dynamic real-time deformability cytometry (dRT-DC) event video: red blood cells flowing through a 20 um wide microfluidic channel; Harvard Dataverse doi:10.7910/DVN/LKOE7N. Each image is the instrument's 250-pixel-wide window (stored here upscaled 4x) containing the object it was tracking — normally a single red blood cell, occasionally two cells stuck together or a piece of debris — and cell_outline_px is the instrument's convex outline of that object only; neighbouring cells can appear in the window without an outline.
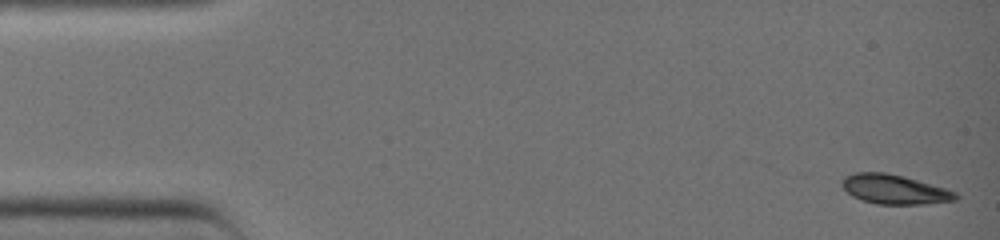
{"species": "common noctule bat (a hibernating species)", "species_latin": "Nyctalus noctula", "temperature_condition": "warm", "stored_images_in_passage": 39, "camera_frame_rate_fps": 3000, "um_per_image_px": 0.085, "animal": {"sex": "female", "body_mass_g": 19.0, "forearm_length_mm": 51.5}, "frame": {"image": 1, "passage_image": 1, "time_ms": 0.0, "image_size_px": [1000, 240], "cell_outline_px": [[960, 196], [956, 200], [924, 204], [876, 204], [860, 200], [852, 196], [840, 184], [840, 180], [844, 176], [856, 172], [884, 172], [904, 176], [944, 188], [956, 192]], "centroid_in_image_um": [75.99, 16.09], "position_along_channel_um": 9.0, "area_um2": 19.59}}
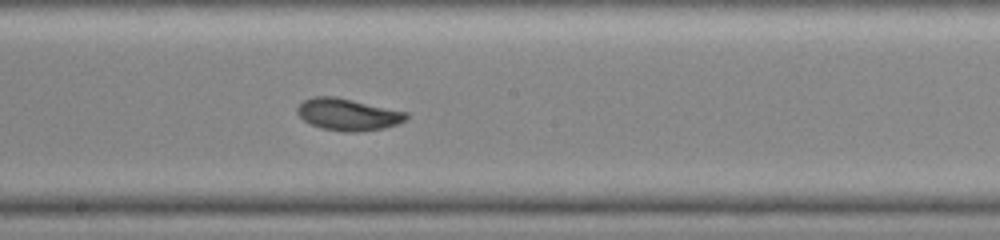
{"frame": {"image": 2, "passage_image": 22, "time_ms": 7.0, "image_size_px": [1000, 240], "cell_outline_px": [[408, 116], [404, 120], [396, 124], [384, 128], [356, 132], [344, 132], [320, 128], [304, 120], [296, 112], [296, 108], [304, 100], [312, 96], [336, 96], [408, 112]], "centroid_in_image_um": [29.55, 9.72], "position_along_channel_um": 218.6, "area_um2": 20.29}}
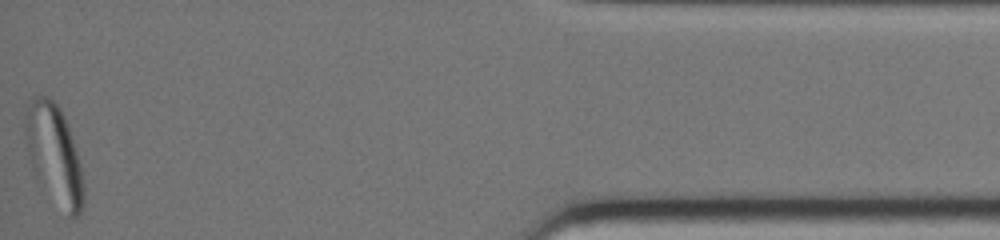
{"frame": {"image": 3, "passage_image": 39, "time_ms": 12.667, "image_size_px": [1000, 240], "cell_outline_px": [[84, 208], [76, 216], [68, 216], [36, 180], [28, 152], [24, 128], [28, 112], [32, 100], [36, 96], [48, 96], [60, 108], [68, 124], [80, 164], [84, 188]], "centroid_in_image_um": [4.62, 13.18], "position_along_channel_um": 430.6, "area_um2": 33.35}}